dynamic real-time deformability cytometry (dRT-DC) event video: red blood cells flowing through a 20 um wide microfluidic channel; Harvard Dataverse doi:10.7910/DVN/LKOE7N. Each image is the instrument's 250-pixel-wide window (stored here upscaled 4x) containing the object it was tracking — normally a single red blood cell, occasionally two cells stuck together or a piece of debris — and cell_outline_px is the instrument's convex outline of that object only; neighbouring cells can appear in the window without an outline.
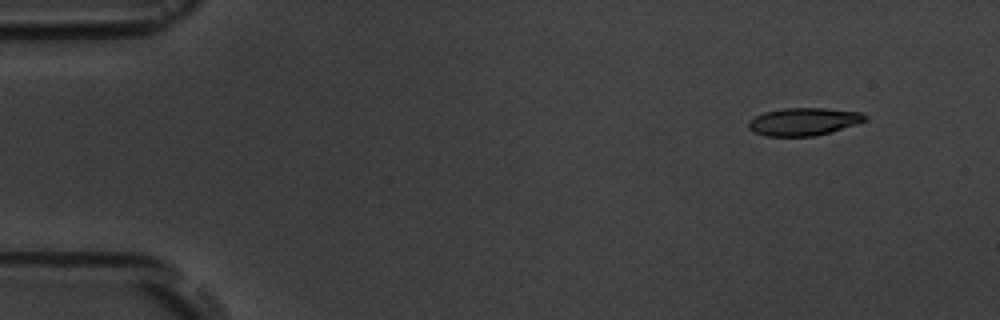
{"species": "common noctule bat (a hibernating species)", "species_latin": "Nyctalus noctula", "temperature_condition": "room temperature", "stored_images_in_passage": 5, "camera_frame_rate_fps": 3000, "um_per_image_px": 0.085, "animal": {"sex": "male", "body_mass_g": 19.5, "forearm_length_mm": 54.6}, "frame": {"image": 1, "passage_image": 5, "time_ms": 5.333, "image_size_px": [1000, 320], "cell_outline_px": [[868, 120], [856, 124], [816, 136], [764, 136], [748, 128], [748, 120], [764, 112], [784, 108], [824, 108], [860, 112], [868, 116]], "centroid_in_image_um": [68.31, 10.33], "position_along_channel_um": 16.7, "area_um2": 18.79}}